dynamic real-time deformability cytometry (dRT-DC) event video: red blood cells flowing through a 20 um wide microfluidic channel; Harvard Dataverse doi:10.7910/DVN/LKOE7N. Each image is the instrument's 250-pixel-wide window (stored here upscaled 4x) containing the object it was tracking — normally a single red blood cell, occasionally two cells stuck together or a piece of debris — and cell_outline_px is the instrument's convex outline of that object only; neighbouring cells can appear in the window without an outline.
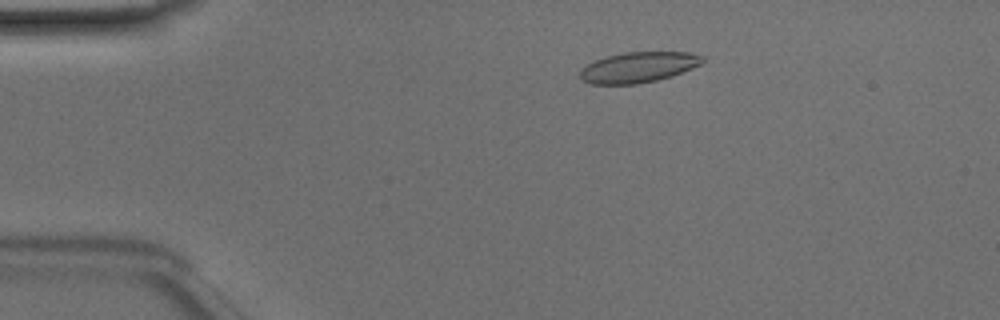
{"species": "Egyptian fruit bat (a non-hibernating species)", "species_latin": "Rousettus aegyptiacus", "temperature_condition": "room temperature", "stored_images_in_passage": 49, "camera_frame_rate_fps": 3000, "um_per_image_px": 0.085, "animal": {"sex": "male"}, "frame": {"image": 1, "passage_image": 9, "time_ms": 2.667, "image_size_px": [1000, 320], "cell_outline_px": [[704, 60], [700, 64], [692, 68], [672, 76], [656, 80], [636, 84], [588, 84], [580, 80], [580, 68], [596, 60], [608, 56], [624, 52], [688, 52], [704, 56]], "centroid_in_image_um": [54.23, 5.72], "position_along_channel_um": 30.8, "area_um2": 21.79}}
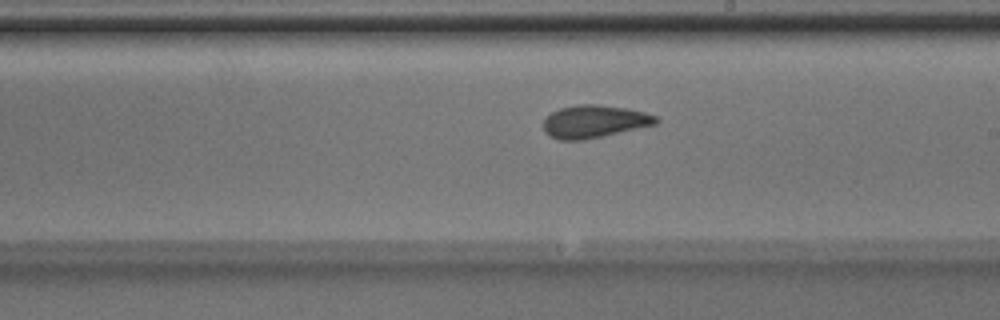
{"frame": {"image": 2, "passage_image": 28, "time_ms": 9.0, "image_size_px": [1000, 320], "cell_outline_px": [[660, 120], [656, 124], [584, 140], [560, 140], [548, 136], [544, 132], [544, 120], [552, 112], [560, 108], [576, 104], [600, 104], [624, 108], [644, 112], [656, 116]], "centroid_in_image_um": [50.49, 10.32], "position_along_channel_um": 238.5, "area_um2": 21.39}}
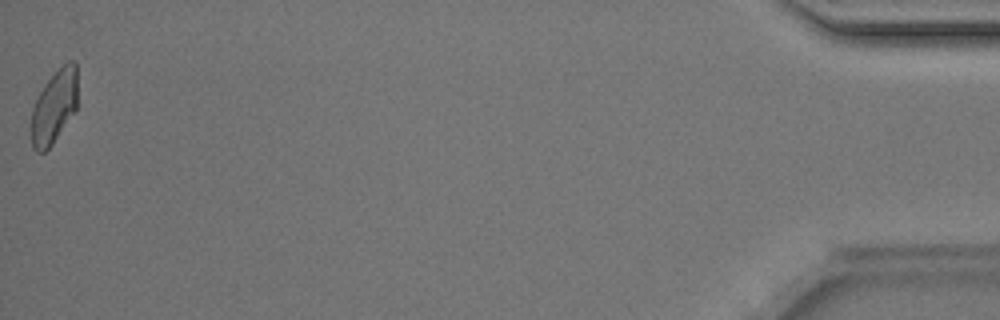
{"frame": {"image": 3, "passage_image": 49, "time_ms": 16.0, "image_size_px": [1000, 320], "cell_outline_px": [[76, 108], [52, 144], [44, 152], [36, 152], [32, 148], [28, 128], [32, 108], [44, 84], [68, 60], [72, 60], [76, 64]], "centroid_in_image_um": [4.53, 9.13], "position_along_channel_um": 430.7, "area_um2": 19.77}, "authors_computed_cell_mechanics": {"area_um2": 21.386, "velocity_mm_per_s": 4.1211, "shape_relaxation_time_tau1_ms": 3.8031, "shape_relaxation_time_tau2_ms": 1.5858, "deformation_change_tau1": 0.1326, "deformation_change_tau2": 0.0633}}